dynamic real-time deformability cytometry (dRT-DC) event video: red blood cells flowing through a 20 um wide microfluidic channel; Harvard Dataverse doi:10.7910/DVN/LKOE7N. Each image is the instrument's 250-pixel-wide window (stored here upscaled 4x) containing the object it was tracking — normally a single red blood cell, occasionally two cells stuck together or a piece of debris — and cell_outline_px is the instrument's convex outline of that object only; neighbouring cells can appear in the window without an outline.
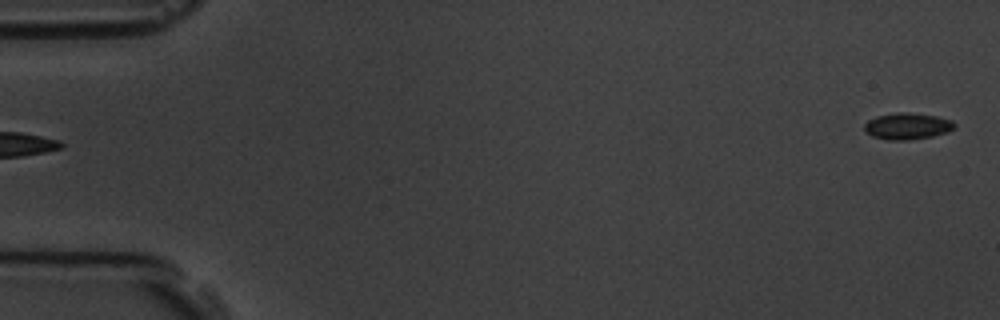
{"species": "common noctule bat (a hibernating species)", "species_latin": "Nyctalus noctula", "temperature_condition": "room temperature", "stored_images_in_passage": 2, "camera_frame_rate_fps": 3000, "um_per_image_px": 0.085, "animal": {"sex": "male", "body_mass_g": 19.5, "forearm_length_mm": 54.6}, "frame": {"image": 1, "passage_image": 2, "time_ms": 1.333, "image_size_px": [1000, 320], "cell_outline_px": [[956, 124], [948, 132], [932, 136], [908, 140], [888, 140], [872, 136], [864, 128], [864, 124], [868, 120], [876, 116], [900, 112], [904, 112], [936, 116], [952, 120]], "centroid_in_image_um": [77.12, 10.72], "position_along_channel_um": 7.9, "area_um2": 13.76}}